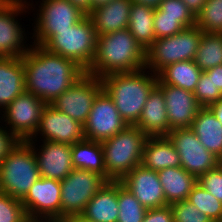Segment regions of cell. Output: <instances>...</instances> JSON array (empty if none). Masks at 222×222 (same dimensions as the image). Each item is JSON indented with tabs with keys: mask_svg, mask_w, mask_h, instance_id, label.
<instances>
[{
	"mask_svg": "<svg viewBox=\"0 0 222 222\" xmlns=\"http://www.w3.org/2000/svg\"><path fill=\"white\" fill-rule=\"evenodd\" d=\"M164 94L169 121V132L191 127L201 106L193 92L164 83H157Z\"/></svg>",
	"mask_w": 222,
	"mask_h": 222,
	"instance_id": "obj_18",
	"label": "cell"
},
{
	"mask_svg": "<svg viewBox=\"0 0 222 222\" xmlns=\"http://www.w3.org/2000/svg\"><path fill=\"white\" fill-rule=\"evenodd\" d=\"M190 128L209 152L222 156V125L209 107L199 109Z\"/></svg>",
	"mask_w": 222,
	"mask_h": 222,
	"instance_id": "obj_26",
	"label": "cell"
},
{
	"mask_svg": "<svg viewBox=\"0 0 222 222\" xmlns=\"http://www.w3.org/2000/svg\"><path fill=\"white\" fill-rule=\"evenodd\" d=\"M118 181H107L87 203L83 215L92 222H117Z\"/></svg>",
	"mask_w": 222,
	"mask_h": 222,
	"instance_id": "obj_23",
	"label": "cell"
},
{
	"mask_svg": "<svg viewBox=\"0 0 222 222\" xmlns=\"http://www.w3.org/2000/svg\"><path fill=\"white\" fill-rule=\"evenodd\" d=\"M60 222H92L89 219H87L83 214H79V215H70L67 216L61 220H59Z\"/></svg>",
	"mask_w": 222,
	"mask_h": 222,
	"instance_id": "obj_46",
	"label": "cell"
},
{
	"mask_svg": "<svg viewBox=\"0 0 222 222\" xmlns=\"http://www.w3.org/2000/svg\"><path fill=\"white\" fill-rule=\"evenodd\" d=\"M25 222H60L56 219H42V218H27Z\"/></svg>",
	"mask_w": 222,
	"mask_h": 222,
	"instance_id": "obj_49",
	"label": "cell"
},
{
	"mask_svg": "<svg viewBox=\"0 0 222 222\" xmlns=\"http://www.w3.org/2000/svg\"><path fill=\"white\" fill-rule=\"evenodd\" d=\"M203 31L196 25L179 33L156 39L145 50V68L157 74L165 66L194 60Z\"/></svg>",
	"mask_w": 222,
	"mask_h": 222,
	"instance_id": "obj_7",
	"label": "cell"
},
{
	"mask_svg": "<svg viewBox=\"0 0 222 222\" xmlns=\"http://www.w3.org/2000/svg\"><path fill=\"white\" fill-rule=\"evenodd\" d=\"M25 91L22 57H0V109L3 110Z\"/></svg>",
	"mask_w": 222,
	"mask_h": 222,
	"instance_id": "obj_22",
	"label": "cell"
},
{
	"mask_svg": "<svg viewBox=\"0 0 222 222\" xmlns=\"http://www.w3.org/2000/svg\"><path fill=\"white\" fill-rule=\"evenodd\" d=\"M132 2L157 9L162 0H132Z\"/></svg>",
	"mask_w": 222,
	"mask_h": 222,
	"instance_id": "obj_47",
	"label": "cell"
},
{
	"mask_svg": "<svg viewBox=\"0 0 222 222\" xmlns=\"http://www.w3.org/2000/svg\"><path fill=\"white\" fill-rule=\"evenodd\" d=\"M102 90V80L85 73L50 105L84 125L97 95Z\"/></svg>",
	"mask_w": 222,
	"mask_h": 222,
	"instance_id": "obj_10",
	"label": "cell"
},
{
	"mask_svg": "<svg viewBox=\"0 0 222 222\" xmlns=\"http://www.w3.org/2000/svg\"><path fill=\"white\" fill-rule=\"evenodd\" d=\"M128 124L119 114L114 101L103 89L96 97L83 125L84 137L102 142L123 131Z\"/></svg>",
	"mask_w": 222,
	"mask_h": 222,
	"instance_id": "obj_13",
	"label": "cell"
},
{
	"mask_svg": "<svg viewBox=\"0 0 222 222\" xmlns=\"http://www.w3.org/2000/svg\"><path fill=\"white\" fill-rule=\"evenodd\" d=\"M196 17L202 10L206 0H182Z\"/></svg>",
	"mask_w": 222,
	"mask_h": 222,
	"instance_id": "obj_43",
	"label": "cell"
},
{
	"mask_svg": "<svg viewBox=\"0 0 222 222\" xmlns=\"http://www.w3.org/2000/svg\"><path fill=\"white\" fill-rule=\"evenodd\" d=\"M97 44V35L92 20L85 15L70 29L56 31L44 45L48 51L74 60L85 71L92 63Z\"/></svg>",
	"mask_w": 222,
	"mask_h": 222,
	"instance_id": "obj_6",
	"label": "cell"
},
{
	"mask_svg": "<svg viewBox=\"0 0 222 222\" xmlns=\"http://www.w3.org/2000/svg\"><path fill=\"white\" fill-rule=\"evenodd\" d=\"M201 107H209L222 99V94L215 90L212 78L203 71L193 92Z\"/></svg>",
	"mask_w": 222,
	"mask_h": 222,
	"instance_id": "obj_36",
	"label": "cell"
},
{
	"mask_svg": "<svg viewBox=\"0 0 222 222\" xmlns=\"http://www.w3.org/2000/svg\"><path fill=\"white\" fill-rule=\"evenodd\" d=\"M202 72L194 60L179 61L162 68L157 73V83L169 84L194 92Z\"/></svg>",
	"mask_w": 222,
	"mask_h": 222,
	"instance_id": "obj_28",
	"label": "cell"
},
{
	"mask_svg": "<svg viewBox=\"0 0 222 222\" xmlns=\"http://www.w3.org/2000/svg\"><path fill=\"white\" fill-rule=\"evenodd\" d=\"M167 137L180 156L181 167L197 179L218 166V158L201 144L190 127L171 130Z\"/></svg>",
	"mask_w": 222,
	"mask_h": 222,
	"instance_id": "obj_12",
	"label": "cell"
},
{
	"mask_svg": "<svg viewBox=\"0 0 222 222\" xmlns=\"http://www.w3.org/2000/svg\"><path fill=\"white\" fill-rule=\"evenodd\" d=\"M118 221L143 222L147 209L118 181Z\"/></svg>",
	"mask_w": 222,
	"mask_h": 222,
	"instance_id": "obj_31",
	"label": "cell"
},
{
	"mask_svg": "<svg viewBox=\"0 0 222 222\" xmlns=\"http://www.w3.org/2000/svg\"><path fill=\"white\" fill-rule=\"evenodd\" d=\"M107 182L100 174L73 169L61 184V219L70 215L83 214L87 203Z\"/></svg>",
	"mask_w": 222,
	"mask_h": 222,
	"instance_id": "obj_8",
	"label": "cell"
},
{
	"mask_svg": "<svg viewBox=\"0 0 222 222\" xmlns=\"http://www.w3.org/2000/svg\"><path fill=\"white\" fill-rule=\"evenodd\" d=\"M135 126L148 137L167 136L169 134V121L164 94L157 85L149 93Z\"/></svg>",
	"mask_w": 222,
	"mask_h": 222,
	"instance_id": "obj_20",
	"label": "cell"
},
{
	"mask_svg": "<svg viewBox=\"0 0 222 222\" xmlns=\"http://www.w3.org/2000/svg\"><path fill=\"white\" fill-rule=\"evenodd\" d=\"M158 9L162 17L178 18L186 28L196 25V17L182 0H162Z\"/></svg>",
	"mask_w": 222,
	"mask_h": 222,
	"instance_id": "obj_34",
	"label": "cell"
},
{
	"mask_svg": "<svg viewBox=\"0 0 222 222\" xmlns=\"http://www.w3.org/2000/svg\"><path fill=\"white\" fill-rule=\"evenodd\" d=\"M168 205L187 200L197 184V178L182 167H168L157 171Z\"/></svg>",
	"mask_w": 222,
	"mask_h": 222,
	"instance_id": "obj_25",
	"label": "cell"
},
{
	"mask_svg": "<svg viewBox=\"0 0 222 222\" xmlns=\"http://www.w3.org/2000/svg\"><path fill=\"white\" fill-rule=\"evenodd\" d=\"M39 178L32 144L19 141L0 163V192L22 201Z\"/></svg>",
	"mask_w": 222,
	"mask_h": 222,
	"instance_id": "obj_5",
	"label": "cell"
},
{
	"mask_svg": "<svg viewBox=\"0 0 222 222\" xmlns=\"http://www.w3.org/2000/svg\"><path fill=\"white\" fill-rule=\"evenodd\" d=\"M5 129L0 126V163L19 142L8 128L5 127Z\"/></svg>",
	"mask_w": 222,
	"mask_h": 222,
	"instance_id": "obj_41",
	"label": "cell"
},
{
	"mask_svg": "<svg viewBox=\"0 0 222 222\" xmlns=\"http://www.w3.org/2000/svg\"><path fill=\"white\" fill-rule=\"evenodd\" d=\"M27 218L20 200L0 192V222H25Z\"/></svg>",
	"mask_w": 222,
	"mask_h": 222,
	"instance_id": "obj_35",
	"label": "cell"
},
{
	"mask_svg": "<svg viewBox=\"0 0 222 222\" xmlns=\"http://www.w3.org/2000/svg\"><path fill=\"white\" fill-rule=\"evenodd\" d=\"M199 211L213 222L222 220V202L197 183L189 193L188 199Z\"/></svg>",
	"mask_w": 222,
	"mask_h": 222,
	"instance_id": "obj_32",
	"label": "cell"
},
{
	"mask_svg": "<svg viewBox=\"0 0 222 222\" xmlns=\"http://www.w3.org/2000/svg\"><path fill=\"white\" fill-rule=\"evenodd\" d=\"M194 62L202 71L222 65V33L203 32Z\"/></svg>",
	"mask_w": 222,
	"mask_h": 222,
	"instance_id": "obj_30",
	"label": "cell"
},
{
	"mask_svg": "<svg viewBox=\"0 0 222 222\" xmlns=\"http://www.w3.org/2000/svg\"><path fill=\"white\" fill-rule=\"evenodd\" d=\"M141 164L153 171L181 167L180 156L167 136L147 138Z\"/></svg>",
	"mask_w": 222,
	"mask_h": 222,
	"instance_id": "obj_24",
	"label": "cell"
},
{
	"mask_svg": "<svg viewBox=\"0 0 222 222\" xmlns=\"http://www.w3.org/2000/svg\"><path fill=\"white\" fill-rule=\"evenodd\" d=\"M170 206L174 214V222H213L189 200L175 202Z\"/></svg>",
	"mask_w": 222,
	"mask_h": 222,
	"instance_id": "obj_37",
	"label": "cell"
},
{
	"mask_svg": "<svg viewBox=\"0 0 222 222\" xmlns=\"http://www.w3.org/2000/svg\"><path fill=\"white\" fill-rule=\"evenodd\" d=\"M146 70L144 68L130 73H114L101 78L103 89L112 98L128 125L138 122L149 93L157 85V74L152 71L146 73Z\"/></svg>",
	"mask_w": 222,
	"mask_h": 222,
	"instance_id": "obj_3",
	"label": "cell"
},
{
	"mask_svg": "<svg viewBox=\"0 0 222 222\" xmlns=\"http://www.w3.org/2000/svg\"><path fill=\"white\" fill-rule=\"evenodd\" d=\"M28 142L33 146L40 177L62 181L74 169L71 159L72 145L43 141L39 150L35 149L36 142Z\"/></svg>",
	"mask_w": 222,
	"mask_h": 222,
	"instance_id": "obj_19",
	"label": "cell"
},
{
	"mask_svg": "<svg viewBox=\"0 0 222 222\" xmlns=\"http://www.w3.org/2000/svg\"><path fill=\"white\" fill-rule=\"evenodd\" d=\"M38 133L44 138L43 141L69 145L85 138L82 124L67 114L56 110L50 104L43 108L38 129L28 141H33Z\"/></svg>",
	"mask_w": 222,
	"mask_h": 222,
	"instance_id": "obj_16",
	"label": "cell"
},
{
	"mask_svg": "<svg viewBox=\"0 0 222 222\" xmlns=\"http://www.w3.org/2000/svg\"><path fill=\"white\" fill-rule=\"evenodd\" d=\"M148 136L135 125L101 142L107 181H121L142 162L144 144Z\"/></svg>",
	"mask_w": 222,
	"mask_h": 222,
	"instance_id": "obj_4",
	"label": "cell"
},
{
	"mask_svg": "<svg viewBox=\"0 0 222 222\" xmlns=\"http://www.w3.org/2000/svg\"><path fill=\"white\" fill-rule=\"evenodd\" d=\"M46 105L42 99L25 91L3 109L4 116L1 119L19 141H28L37 131Z\"/></svg>",
	"mask_w": 222,
	"mask_h": 222,
	"instance_id": "obj_11",
	"label": "cell"
},
{
	"mask_svg": "<svg viewBox=\"0 0 222 222\" xmlns=\"http://www.w3.org/2000/svg\"><path fill=\"white\" fill-rule=\"evenodd\" d=\"M145 68V49L128 28L97 35L96 52L86 74L103 78L114 73H130Z\"/></svg>",
	"mask_w": 222,
	"mask_h": 222,
	"instance_id": "obj_2",
	"label": "cell"
},
{
	"mask_svg": "<svg viewBox=\"0 0 222 222\" xmlns=\"http://www.w3.org/2000/svg\"><path fill=\"white\" fill-rule=\"evenodd\" d=\"M197 183L222 202V170L218 166L201 175Z\"/></svg>",
	"mask_w": 222,
	"mask_h": 222,
	"instance_id": "obj_39",
	"label": "cell"
},
{
	"mask_svg": "<svg viewBox=\"0 0 222 222\" xmlns=\"http://www.w3.org/2000/svg\"><path fill=\"white\" fill-rule=\"evenodd\" d=\"M27 5V0H0V57H22L30 50L24 46L26 33L16 19L26 13Z\"/></svg>",
	"mask_w": 222,
	"mask_h": 222,
	"instance_id": "obj_14",
	"label": "cell"
},
{
	"mask_svg": "<svg viewBox=\"0 0 222 222\" xmlns=\"http://www.w3.org/2000/svg\"><path fill=\"white\" fill-rule=\"evenodd\" d=\"M75 7H77L82 13L85 15H89L91 13V0H68Z\"/></svg>",
	"mask_w": 222,
	"mask_h": 222,
	"instance_id": "obj_44",
	"label": "cell"
},
{
	"mask_svg": "<svg viewBox=\"0 0 222 222\" xmlns=\"http://www.w3.org/2000/svg\"><path fill=\"white\" fill-rule=\"evenodd\" d=\"M132 0H113L107 5L92 10L88 15L96 35H104L128 28Z\"/></svg>",
	"mask_w": 222,
	"mask_h": 222,
	"instance_id": "obj_21",
	"label": "cell"
},
{
	"mask_svg": "<svg viewBox=\"0 0 222 222\" xmlns=\"http://www.w3.org/2000/svg\"><path fill=\"white\" fill-rule=\"evenodd\" d=\"M113 0H91V12L98 7L107 5L108 3L112 2Z\"/></svg>",
	"mask_w": 222,
	"mask_h": 222,
	"instance_id": "obj_48",
	"label": "cell"
},
{
	"mask_svg": "<svg viewBox=\"0 0 222 222\" xmlns=\"http://www.w3.org/2000/svg\"><path fill=\"white\" fill-rule=\"evenodd\" d=\"M120 182L146 209L168 205L157 171L140 164L134 167Z\"/></svg>",
	"mask_w": 222,
	"mask_h": 222,
	"instance_id": "obj_17",
	"label": "cell"
},
{
	"mask_svg": "<svg viewBox=\"0 0 222 222\" xmlns=\"http://www.w3.org/2000/svg\"><path fill=\"white\" fill-rule=\"evenodd\" d=\"M71 159L74 169L89 170L102 175L107 180L101 142L84 138L72 144Z\"/></svg>",
	"mask_w": 222,
	"mask_h": 222,
	"instance_id": "obj_27",
	"label": "cell"
},
{
	"mask_svg": "<svg viewBox=\"0 0 222 222\" xmlns=\"http://www.w3.org/2000/svg\"><path fill=\"white\" fill-rule=\"evenodd\" d=\"M143 222H174V214L170 205L147 209Z\"/></svg>",
	"mask_w": 222,
	"mask_h": 222,
	"instance_id": "obj_40",
	"label": "cell"
},
{
	"mask_svg": "<svg viewBox=\"0 0 222 222\" xmlns=\"http://www.w3.org/2000/svg\"><path fill=\"white\" fill-rule=\"evenodd\" d=\"M218 167L222 170V156L218 158Z\"/></svg>",
	"mask_w": 222,
	"mask_h": 222,
	"instance_id": "obj_50",
	"label": "cell"
},
{
	"mask_svg": "<svg viewBox=\"0 0 222 222\" xmlns=\"http://www.w3.org/2000/svg\"><path fill=\"white\" fill-rule=\"evenodd\" d=\"M22 60L26 92L34 94L46 104H51L85 74V70L74 60L37 44H31Z\"/></svg>",
	"mask_w": 222,
	"mask_h": 222,
	"instance_id": "obj_1",
	"label": "cell"
},
{
	"mask_svg": "<svg viewBox=\"0 0 222 222\" xmlns=\"http://www.w3.org/2000/svg\"><path fill=\"white\" fill-rule=\"evenodd\" d=\"M153 27L156 39L173 36L186 28L178 18L162 17L158 8L154 12Z\"/></svg>",
	"mask_w": 222,
	"mask_h": 222,
	"instance_id": "obj_38",
	"label": "cell"
},
{
	"mask_svg": "<svg viewBox=\"0 0 222 222\" xmlns=\"http://www.w3.org/2000/svg\"><path fill=\"white\" fill-rule=\"evenodd\" d=\"M196 26L206 33H222V0H206Z\"/></svg>",
	"mask_w": 222,
	"mask_h": 222,
	"instance_id": "obj_33",
	"label": "cell"
},
{
	"mask_svg": "<svg viewBox=\"0 0 222 222\" xmlns=\"http://www.w3.org/2000/svg\"><path fill=\"white\" fill-rule=\"evenodd\" d=\"M154 12L155 9L134 2L130 10L128 29L145 50L156 40L153 27Z\"/></svg>",
	"mask_w": 222,
	"mask_h": 222,
	"instance_id": "obj_29",
	"label": "cell"
},
{
	"mask_svg": "<svg viewBox=\"0 0 222 222\" xmlns=\"http://www.w3.org/2000/svg\"><path fill=\"white\" fill-rule=\"evenodd\" d=\"M209 108L222 125V99L216 103L211 104Z\"/></svg>",
	"mask_w": 222,
	"mask_h": 222,
	"instance_id": "obj_45",
	"label": "cell"
},
{
	"mask_svg": "<svg viewBox=\"0 0 222 222\" xmlns=\"http://www.w3.org/2000/svg\"><path fill=\"white\" fill-rule=\"evenodd\" d=\"M29 218L61 220V184L59 180L40 177L21 201Z\"/></svg>",
	"mask_w": 222,
	"mask_h": 222,
	"instance_id": "obj_15",
	"label": "cell"
},
{
	"mask_svg": "<svg viewBox=\"0 0 222 222\" xmlns=\"http://www.w3.org/2000/svg\"><path fill=\"white\" fill-rule=\"evenodd\" d=\"M39 8L33 29V44L39 46H43L56 31L70 29L85 16L68 0H42Z\"/></svg>",
	"mask_w": 222,
	"mask_h": 222,
	"instance_id": "obj_9",
	"label": "cell"
},
{
	"mask_svg": "<svg viewBox=\"0 0 222 222\" xmlns=\"http://www.w3.org/2000/svg\"><path fill=\"white\" fill-rule=\"evenodd\" d=\"M209 78H212L215 90L222 94V65L204 71Z\"/></svg>",
	"mask_w": 222,
	"mask_h": 222,
	"instance_id": "obj_42",
	"label": "cell"
}]
</instances>
